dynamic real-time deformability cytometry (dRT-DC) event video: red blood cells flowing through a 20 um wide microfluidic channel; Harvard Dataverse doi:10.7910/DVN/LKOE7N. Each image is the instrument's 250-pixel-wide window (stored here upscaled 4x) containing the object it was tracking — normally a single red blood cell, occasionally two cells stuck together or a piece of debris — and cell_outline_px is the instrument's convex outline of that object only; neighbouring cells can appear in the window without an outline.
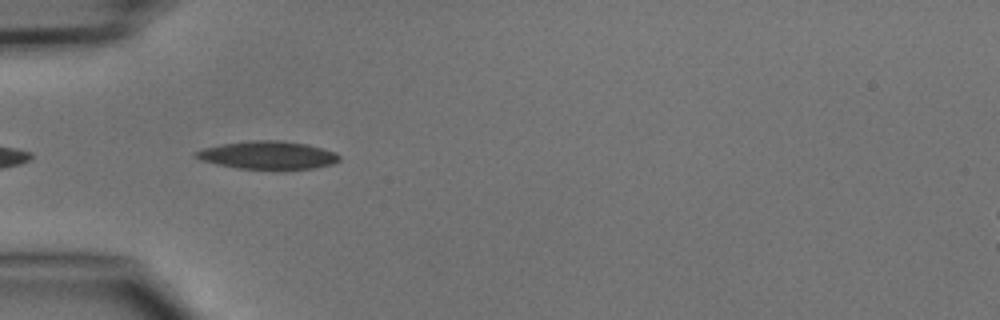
{"species": "common noctule bat (a hibernating species)", "species_latin": "Nyctalus noctula", "temperature_condition": "cold", "stored_images_in_passage": 5, "camera_frame_rate_fps": 3000, "um_per_image_px": 0.085, "animal": {"sex": "male", "body_mass_g": 15.6}, "frame": {"image": 1, "passage_image": 2, "time_ms": 1.333, "image_size_px": [1000, 320], "cell_outline_px": [[340, 160], [332, 164], [316, 168], [236, 168], [216, 164], [200, 160], [192, 156], [192, 152], [204, 148], [224, 144], [252, 140], [280, 140], [308, 144], [336, 152], [340, 156]], "centroid_in_image_um": [22.75, 13.17], "position_along_channel_um": 62.3, "area_um2": 23.24}}